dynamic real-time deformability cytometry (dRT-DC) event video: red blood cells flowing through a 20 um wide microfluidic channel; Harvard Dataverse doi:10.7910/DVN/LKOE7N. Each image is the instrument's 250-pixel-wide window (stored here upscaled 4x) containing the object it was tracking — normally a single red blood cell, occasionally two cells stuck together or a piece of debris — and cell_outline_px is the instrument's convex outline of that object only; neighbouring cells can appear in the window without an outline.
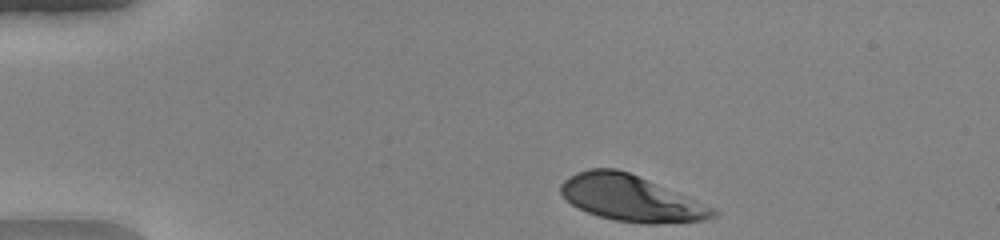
{"species": "human", "species_latin": "Homo sapiens", "temperature_condition": "warm", "stored_images_in_passage": 35, "camera_frame_rate_fps": 3000, "um_per_image_px": 0.085, "donor": {"sex": "female"}, "frame": {"image": 1, "passage_image": 1, "time_ms": 0.0, "image_size_px": [1000, 240], "cell_outline_px": [[720, 212], [716, 216], [704, 220], [656, 224], [644, 224], [612, 220], [588, 212], [572, 204], [560, 192], [560, 184], [564, 180], [576, 172], [588, 168], [616, 168], [628, 172], [716, 208]], "centroid_in_image_um": [53.64, 16.85], "position_along_channel_um": 31.4, "area_um2": 40.63}}
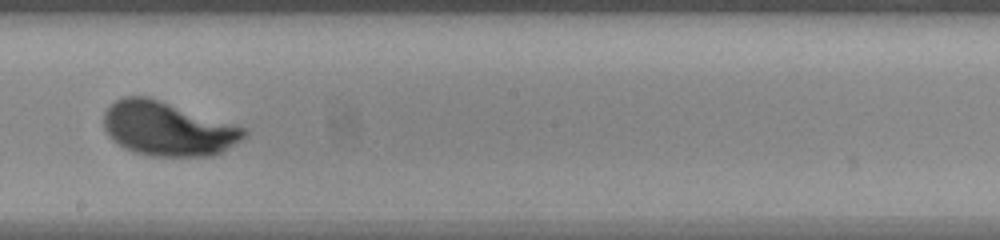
{"frame": {"image": 2, "passage_image": 21, "time_ms": 6.667, "image_size_px": [1000, 240], "cell_outline_px": [[248, 136], [220, 152], [212, 156], [152, 156], [132, 152], [124, 148], [112, 140], [108, 136], [104, 128], [104, 112], [108, 104], [124, 96], [148, 96], [244, 128], [248, 132]], "centroid_in_image_um": [14.2, 10.95], "position_along_channel_um": 234.0, "area_um2": 44.1}}
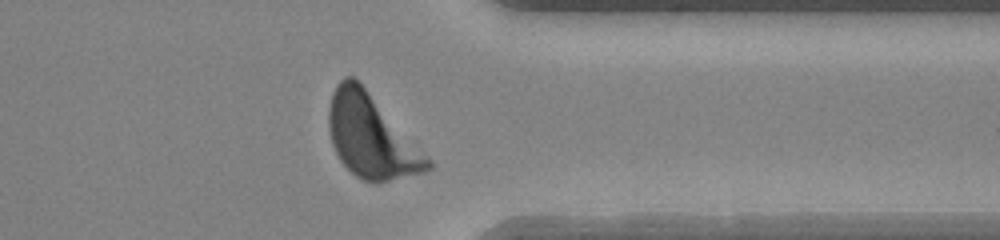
{"frame": {"image": 3, "passage_image": 32, "time_ms": 10.333, "image_size_px": [1000, 240], "cell_outline_px": [[432, 168], [424, 172], [376, 184], [364, 180], [356, 176], [340, 160], [332, 144], [328, 128], [328, 108], [332, 92], [336, 84], [344, 76], [352, 76], [364, 88], [432, 160]], "centroid_in_image_um": [31.53, 11.63], "position_along_channel_um": 379.9, "area_um2": 47.28}, "authors_computed_cell_mechanics": {"area_um2": 44.6216, "velocity_mm_per_s": 4.0775, "shape_relaxation_time_tau1_ms": 1.9351, "shape_relaxation_time_tau2_ms": null, "deformation_change_tau1": 0.1739, "deformation_change_tau2": null}}